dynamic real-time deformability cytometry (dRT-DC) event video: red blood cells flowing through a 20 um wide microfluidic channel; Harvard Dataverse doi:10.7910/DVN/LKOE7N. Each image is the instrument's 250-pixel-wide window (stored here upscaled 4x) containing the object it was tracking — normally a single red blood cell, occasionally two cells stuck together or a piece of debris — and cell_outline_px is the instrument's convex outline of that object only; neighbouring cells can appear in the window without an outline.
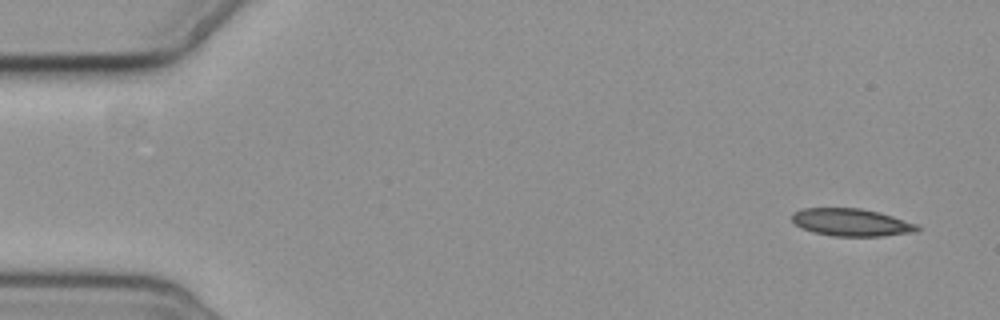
{"species": "common noctule bat (a hibernating species)", "species_latin": "Nyctalus noctula", "temperature_condition": "cold", "stored_images_in_passage": 6, "camera_frame_rate_fps": 3000, "um_per_image_px": 0.085, "animal": {"sex": "female", "body_mass_g": 19.3, "forearm_length_mm": 54.1}, "frame": {"image": 1, "passage_image": 1, "time_ms": 0.0, "image_size_px": [1000, 320], "cell_outline_px": [[920, 228], [916, 232], [880, 236], [832, 236], [816, 232], [804, 228], [796, 224], [792, 220], [792, 212], [804, 208], [860, 208], [880, 212], [916, 224]], "centroid_in_image_um": [72.37, 18.89], "position_along_channel_um": 12.6, "area_um2": 19.88}}